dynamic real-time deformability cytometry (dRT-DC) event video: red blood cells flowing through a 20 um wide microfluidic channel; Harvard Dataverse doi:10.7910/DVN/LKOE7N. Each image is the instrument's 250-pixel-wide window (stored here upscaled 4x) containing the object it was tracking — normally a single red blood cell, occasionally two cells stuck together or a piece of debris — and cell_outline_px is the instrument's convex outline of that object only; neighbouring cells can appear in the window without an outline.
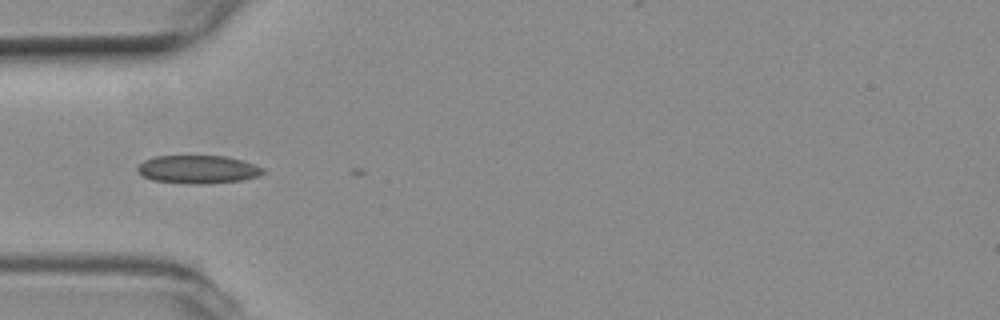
{"species": "common noctule bat (a hibernating species)", "species_latin": "Nyctalus noctula", "temperature_condition": "room temperature", "stored_images_in_passage": 3, "camera_frame_rate_fps": 3000, "um_per_image_px": 0.085, "animal": {"sex": "female", "body_mass_g": 19.3, "forearm_length_mm": 54.1}, "frame": {"image": 1, "passage_image": 1, "time_ms": 0.0, "image_size_px": [1000, 320], "cell_outline_px": [[264, 172], [260, 176], [240, 180], [208, 184], [192, 184], [152, 180], [140, 176], [136, 172], [136, 168], [144, 160], [156, 156], [228, 156], [264, 168]], "centroid_in_image_um": [16.78, 14.4], "position_along_channel_um": 68.2, "area_um2": 20.69}}